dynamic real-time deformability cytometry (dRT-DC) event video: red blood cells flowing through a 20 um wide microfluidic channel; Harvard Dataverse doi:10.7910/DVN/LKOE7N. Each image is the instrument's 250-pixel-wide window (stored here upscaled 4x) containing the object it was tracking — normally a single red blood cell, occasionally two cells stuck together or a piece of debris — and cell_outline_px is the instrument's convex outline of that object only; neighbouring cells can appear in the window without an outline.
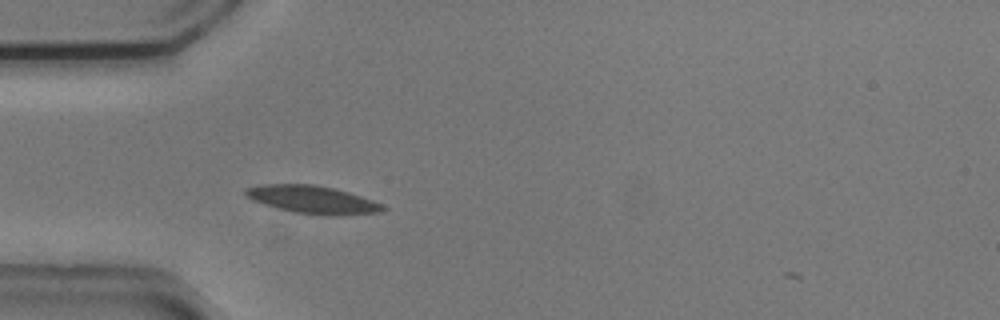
{"species": "common noctule bat (a hibernating species)", "species_latin": "Nyctalus noctula", "temperature_condition": "cold", "stored_images_in_passage": 8, "camera_frame_rate_fps": 3000, "um_per_image_px": 0.085, "animal": {"sex": "male", "body_mass_g": 20.5, "forearm_length_mm": 52.5}, "frame": {"image": 1, "passage_image": 4, "time_ms": 1.0, "image_size_px": [1000, 320], "cell_outline_px": [[388, 208], [380, 212], [340, 216], [296, 212], [264, 204], [252, 200], [244, 196], [244, 188], [260, 184], [312, 184], [332, 188], [348, 192], [372, 200]], "centroid_in_image_um": [26.53, 16.96], "position_along_channel_um": 58.5, "area_um2": 22.02}}